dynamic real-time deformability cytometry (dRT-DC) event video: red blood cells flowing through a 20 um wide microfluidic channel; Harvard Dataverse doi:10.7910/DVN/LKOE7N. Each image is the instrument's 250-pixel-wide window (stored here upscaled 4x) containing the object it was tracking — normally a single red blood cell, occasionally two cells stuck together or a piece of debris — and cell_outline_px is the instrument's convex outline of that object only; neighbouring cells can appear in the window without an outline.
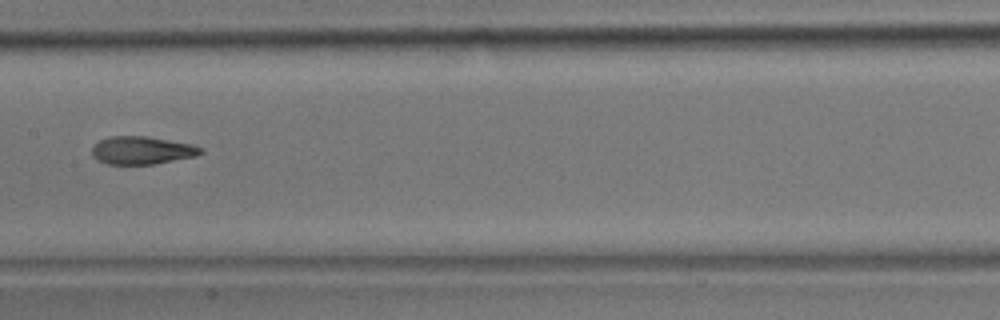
{"species": "common noctule bat (a hibernating species)", "species_latin": "Nyctalus noctula", "temperature_condition": "room temperature", "stored_images_in_passage": 37, "camera_frame_rate_fps": 3000, "um_per_image_px": 0.085, "animal": {"sex": "male", "body_mass_g": 17.9}, "frame": {"image": 1, "passage_image": 14, "time_ms": 4.333, "image_size_px": [1000, 320], "cell_outline_px": [[204, 152], [196, 156], [156, 164], [108, 164], [92, 156], [92, 148], [100, 140], [112, 136], [148, 136], [192, 144], [204, 148]], "centroid_in_image_um": [12.12, 12.78], "position_along_channel_um": 195.3, "area_um2": 17.69}}